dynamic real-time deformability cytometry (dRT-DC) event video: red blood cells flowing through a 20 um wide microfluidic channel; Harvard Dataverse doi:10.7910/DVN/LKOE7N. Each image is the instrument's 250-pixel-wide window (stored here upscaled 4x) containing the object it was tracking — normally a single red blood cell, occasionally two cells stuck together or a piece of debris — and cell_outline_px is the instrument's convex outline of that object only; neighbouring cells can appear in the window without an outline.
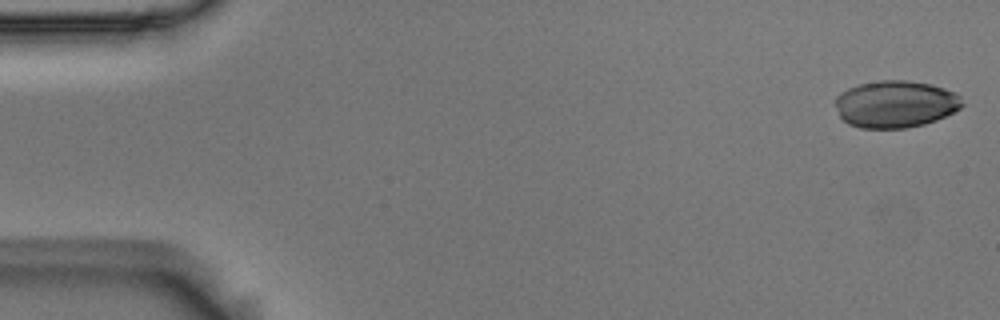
{"species": "Egyptian fruit bat (a non-hibernating species)", "species_latin": "Rousettus aegyptiacus", "temperature_condition": "room temperature", "stored_images_in_passage": 53, "camera_frame_rate_fps": 3000, "um_per_image_px": 0.085, "animal": {"sex": "male"}, "frame": {"image": 1, "passage_image": 1, "time_ms": 0.0, "image_size_px": [1000, 320], "cell_outline_px": [[964, 104], [960, 108], [936, 120], [924, 124], [904, 128], [860, 128], [848, 124], [840, 116], [836, 104], [836, 96], [840, 92], [856, 84], [880, 80], [908, 80], [932, 84], [944, 88], [960, 96]], "centroid_in_image_um": [76.1, 8.83], "position_along_channel_um": 8.9, "area_um2": 34.85}}